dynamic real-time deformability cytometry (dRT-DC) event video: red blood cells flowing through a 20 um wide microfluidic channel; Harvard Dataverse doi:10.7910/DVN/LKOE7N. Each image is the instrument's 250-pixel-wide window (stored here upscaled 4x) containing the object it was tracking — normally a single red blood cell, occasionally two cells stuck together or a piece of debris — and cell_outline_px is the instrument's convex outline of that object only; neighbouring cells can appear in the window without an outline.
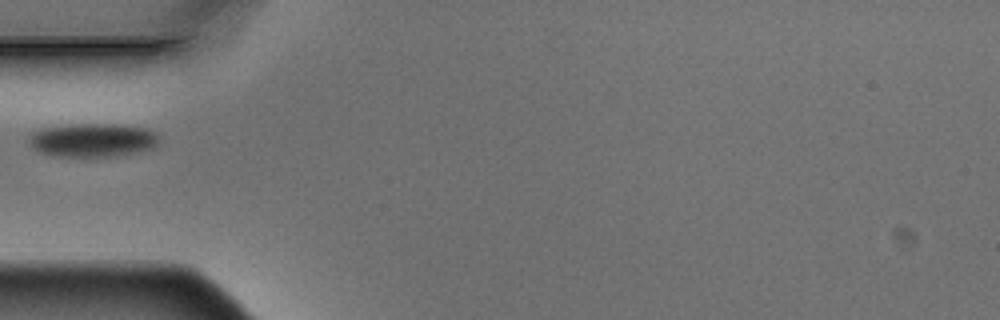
{"species": "Egyptian fruit bat (a non-hibernating species)", "species_latin": "Rousettus aegyptiacus", "temperature_condition": "warm", "stored_images_in_passage": 5, "camera_frame_rate_fps": 3000, "um_per_image_px": 0.085, "animal": {"sex": "male"}, "frame": {"image": 1, "passage_image": 5, "time_ms": 1.333, "image_size_px": [1000, 320], "cell_outline_px": [[156, 144], [152, 148], [136, 152], [112, 156], [56, 156], [40, 152], [32, 144], [32, 132], [44, 128], [68, 124], [116, 124], [148, 128], [156, 132]], "centroid_in_image_um": [7.91, 11.89], "position_along_channel_um": 77.1, "area_um2": 24.97}}